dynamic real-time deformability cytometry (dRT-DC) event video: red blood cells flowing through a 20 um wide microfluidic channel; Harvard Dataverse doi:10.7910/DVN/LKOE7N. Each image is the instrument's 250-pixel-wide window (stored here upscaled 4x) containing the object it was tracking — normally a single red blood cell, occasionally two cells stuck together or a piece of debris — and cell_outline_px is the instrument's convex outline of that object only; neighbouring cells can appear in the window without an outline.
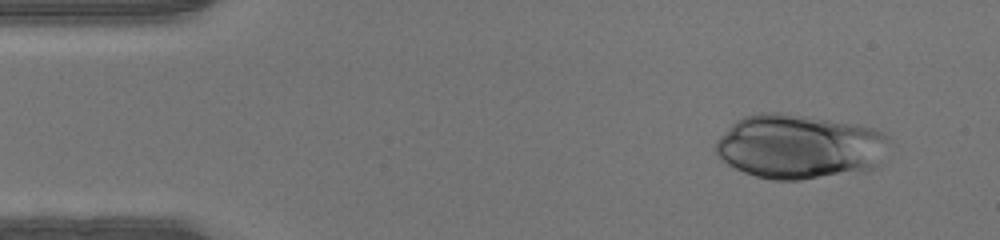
{"species": "human", "species_latin": "Homo sapiens", "temperature_condition": "warm", "stored_images_in_passage": 43, "camera_frame_rate_fps": 3000, "um_per_image_px": 0.085, "donor": {"sex": "male"}, "frame": {"image": 1, "passage_image": 1, "time_ms": 0.0, "image_size_px": [1000, 240], "cell_outline_px": [[888, 136], [880, 164], [872, 168], [800, 180], [772, 180], [756, 176], [744, 172], [720, 160], [716, 156], [716, 140], [736, 120], [744, 116], [760, 112], [780, 112], [808, 116], [856, 124], [872, 128]], "centroid_in_image_um": [67.88, 12.44], "position_along_channel_um": 17.1, "area_um2": 64.74}}